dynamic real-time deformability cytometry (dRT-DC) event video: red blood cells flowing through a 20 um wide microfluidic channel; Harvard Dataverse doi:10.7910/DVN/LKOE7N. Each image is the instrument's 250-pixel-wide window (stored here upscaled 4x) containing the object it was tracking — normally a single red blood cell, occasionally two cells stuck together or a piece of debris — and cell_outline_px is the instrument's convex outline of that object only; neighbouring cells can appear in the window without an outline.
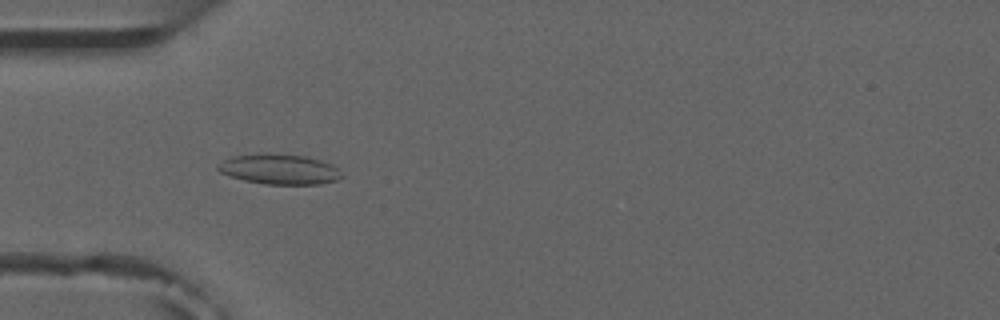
{"species": "common noctule bat (a hibernating species)", "species_latin": "Nyctalus noctula", "temperature_condition": "room temperature", "stored_images_in_passage": 6, "camera_frame_rate_fps": 3000, "um_per_image_px": 0.085, "animal": {"sex": "male", "forearm_length_mm": 52.5}, "frame": {"image": 1, "passage_image": 5, "time_ms": 4.667, "image_size_px": [1000, 320], "cell_outline_px": [[344, 176], [336, 180], [320, 184], [264, 184], [244, 180], [220, 172], [216, 168], [216, 164], [232, 156], [264, 152], [268, 152], [304, 156], [320, 160], [332, 164]], "centroid_in_image_um": [23.72, 14.37], "position_along_channel_um": 61.3, "area_um2": 21.91}}
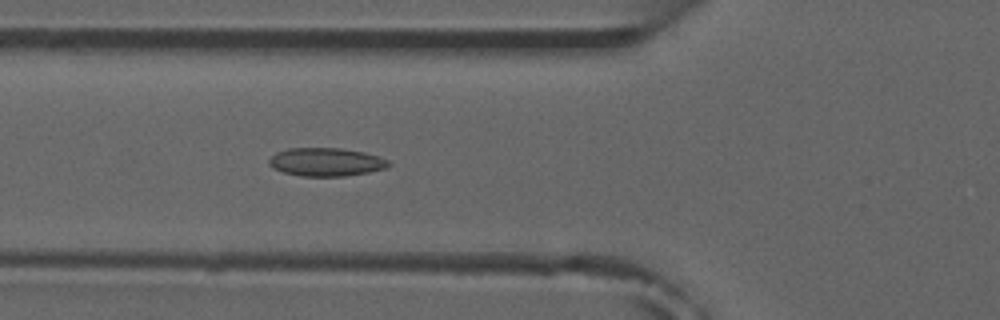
{"frame": {"image": 2, "passage_image": 6, "time_ms": 5.667, "image_size_px": [1000, 320], "cell_outline_px": [[392, 164], [388, 168], [368, 172], [344, 176], [300, 176], [284, 172], [272, 168], [268, 164], [268, 160], [276, 152], [288, 148], [340, 148], [364, 152], [388, 160]], "centroid_in_image_um": [27.7, 13.77], "position_along_channel_um": 98.1, "area_um2": 19.77}}